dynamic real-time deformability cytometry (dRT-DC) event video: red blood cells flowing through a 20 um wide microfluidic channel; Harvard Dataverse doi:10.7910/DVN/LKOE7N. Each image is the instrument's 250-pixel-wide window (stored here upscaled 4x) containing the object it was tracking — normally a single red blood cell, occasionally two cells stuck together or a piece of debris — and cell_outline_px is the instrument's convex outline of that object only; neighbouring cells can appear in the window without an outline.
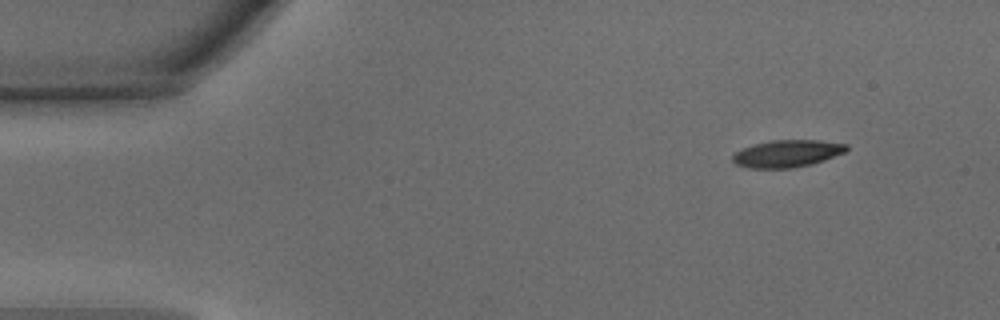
{"species": "common noctule bat (a hibernating species)", "species_latin": "Nyctalus noctula", "temperature_condition": "warm", "stored_images_in_passage": 42, "camera_frame_rate_fps": 3000, "um_per_image_px": 0.085, "animal": {"sex": "male", "body_mass_g": 15.6}, "frame": {"image": 1, "passage_image": 1, "time_ms": 0.0, "image_size_px": [1000, 320], "cell_outline_px": [[848, 148], [844, 152], [824, 160], [812, 164], [792, 168], [748, 168], [736, 164], [732, 160], [732, 156], [736, 152], [744, 148], [756, 144], [772, 140], [820, 140], [848, 144]], "centroid_in_image_um": [66.92, 13.05], "position_along_channel_um": 18.1, "area_um2": 17.92}}
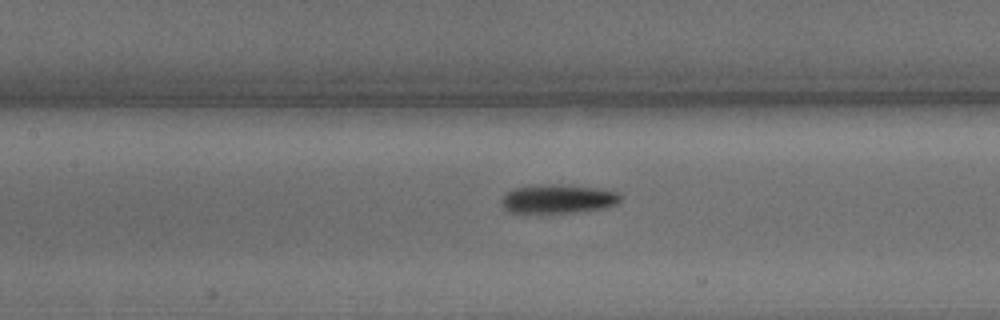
{"frame": {"image": 2, "passage_image": 17, "time_ms": 5.333, "image_size_px": [1000, 320], "cell_outline_px": [[620, 200], [616, 204], [604, 208], [576, 212], [508, 212], [500, 204], [500, 200], [508, 192], [516, 188], [540, 184], [560, 184], [596, 188], [616, 192], [620, 196]], "centroid_in_image_um": [47.4, 16.9], "position_along_channel_um": 160.0, "area_um2": 19.77}}
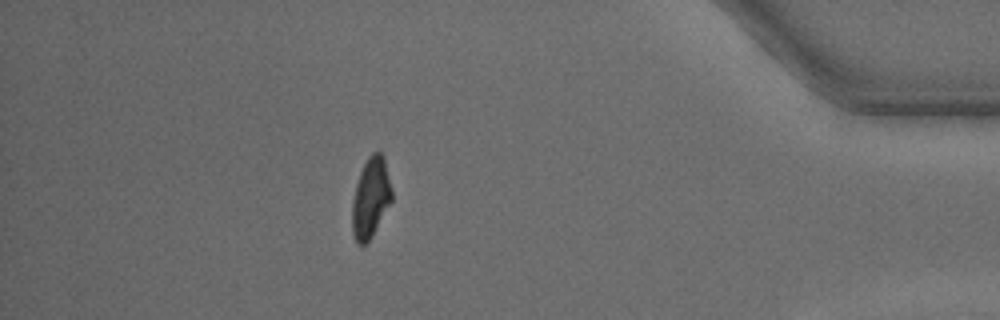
{"frame": {"image": 3, "passage_image": 37, "time_ms": 12.0, "image_size_px": [1000, 320], "cell_outline_px": [[392, 200], [372, 236], [364, 244], [356, 244], [352, 232], [352, 204], [356, 184], [360, 172], [368, 156], [372, 152], [380, 152], [384, 156], [392, 188]], "centroid_in_image_um": [31.51, 16.8], "position_along_channel_um": 403.7, "area_um2": 18.5}, "authors_computed_cell_mechanics": {"area_um2": 19.2185, "velocity_mm_per_s": 4.3432, "shape_relaxation_time_tau1_ms": 3.3407, "shape_relaxation_time_tau2_ms": 3.2755, "deformation_change_tau1": 0.1509, "deformation_change_tau2": 0.1184}}